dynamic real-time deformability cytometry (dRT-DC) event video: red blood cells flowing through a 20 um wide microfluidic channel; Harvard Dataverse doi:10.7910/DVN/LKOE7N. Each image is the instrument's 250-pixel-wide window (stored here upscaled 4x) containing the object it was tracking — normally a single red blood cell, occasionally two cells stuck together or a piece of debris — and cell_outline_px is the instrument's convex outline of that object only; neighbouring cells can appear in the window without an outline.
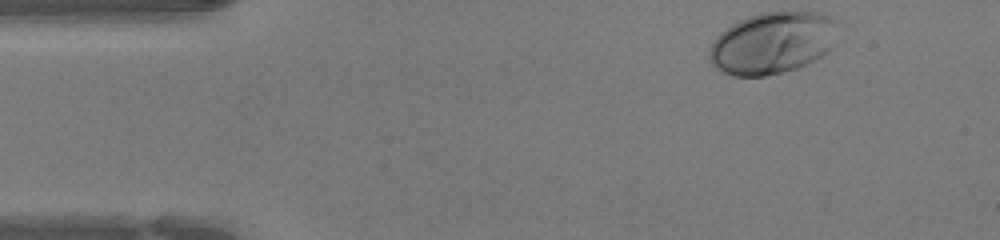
{"species": "human", "species_latin": "Homo sapiens", "temperature_condition": "warm", "stored_images_in_passage": 36, "camera_frame_rate_fps": 3000, "um_per_image_px": 0.085, "donor": {"sex": "female"}, "frame": {"image": 1, "passage_image": 1, "time_ms": 0.0, "image_size_px": [1000, 240], "cell_outline_px": [[844, 40], [828, 52], [796, 68], [784, 72], [764, 76], [732, 76], [716, 68], [712, 64], [708, 56], [708, 52], [716, 36], [720, 32], [732, 24], [748, 16], [764, 12], [820, 12], [828, 16], [832, 20]], "centroid_in_image_um": [65.71, 3.65], "position_along_channel_um": 19.3, "area_um2": 46.82}}
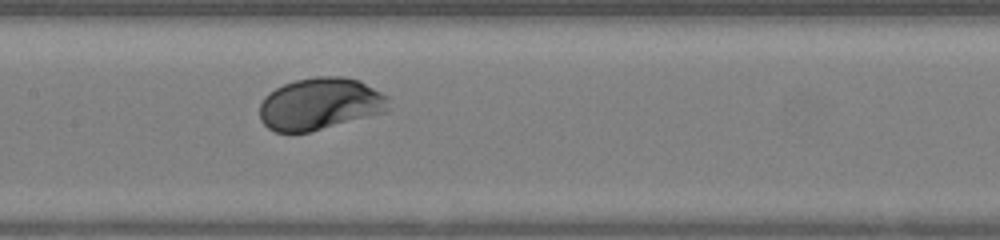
{"frame": {"image": 2, "passage_image": 17, "time_ms": 5.333, "image_size_px": [1000, 240], "cell_outline_px": [[388, 108], [384, 112], [308, 132], [276, 132], [268, 128], [260, 120], [260, 104], [264, 96], [268, 92], [284, 84], [296, 80], [316, 76], [344, 76], [360, 80], [388, 96]], "centroid_in_image_um": [27.18, 8.81], "position_along_channel_um": 180.2, "area_um2": 39.02}}
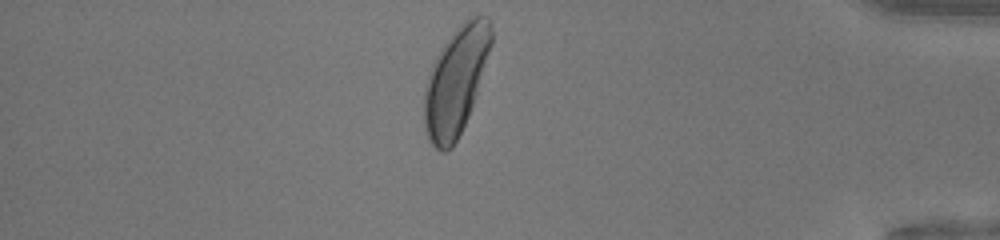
{"frame": {"image": 3, "passage_image": 34, "time_ms": 11.0, "image_size_px": [1000, 240], "cell_outline_px": [[492, 44], [476, 96], [468, 116], [452, 148], [444, 152], [440, 152], [428, 140], [424, 128], [424, 88], [428, 72], [440, 48], [452, 32], [468, 16], [476, 12], [488, 16], [492, 24]], "centroid_in_image_um": [38.75, 6.82], "position_along_channel_um": 396.4, "area_um2": 42.71}}